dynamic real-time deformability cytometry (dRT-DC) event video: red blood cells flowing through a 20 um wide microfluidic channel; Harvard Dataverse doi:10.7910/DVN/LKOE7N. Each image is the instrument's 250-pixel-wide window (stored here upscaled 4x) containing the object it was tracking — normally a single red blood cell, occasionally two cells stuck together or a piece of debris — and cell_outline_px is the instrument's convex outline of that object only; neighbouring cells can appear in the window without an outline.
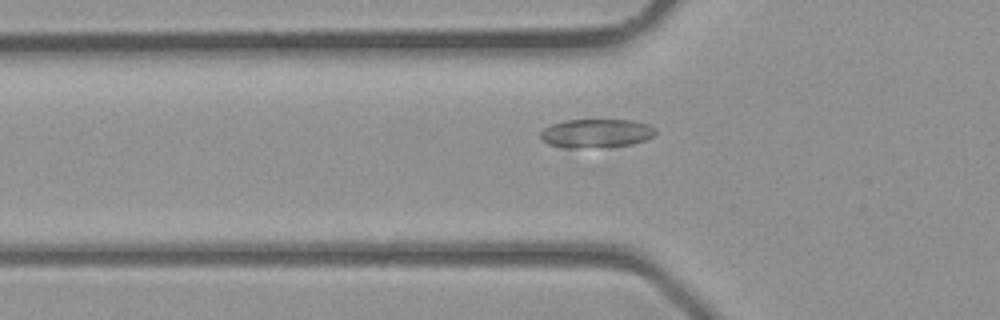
{"species": "common noctule bat (a hibernating species)", "species_latin": "Nyctalus noctula", "temperature_condition": "room temperature", "stored_images_in_passage": 5, "camera_frame_rate_fps": 3000, "um_per_image_px": 0.085, "animal": {"sex": "male", "body_mass_g": 23.1, "forearm_length_mm": 52.7}, "frame": {"image": 1, "passage_image": 3, "time_ms": 0.667, "image_size_px": [1000, 320], "cell_outline_px": [[656, 132], [652, 136], [644, 140], [632, 144], [576, 148], [560, 148], [548, 144], [540, 140], [540, 132], [544, 128], [552, 124], [564, 120], [632, 120], [648, 124], [656, 128]], "centroid_in_image_um": [50.62, 11.33], "position_along_channel_um": 75.2, "area_um2": 19.25}}